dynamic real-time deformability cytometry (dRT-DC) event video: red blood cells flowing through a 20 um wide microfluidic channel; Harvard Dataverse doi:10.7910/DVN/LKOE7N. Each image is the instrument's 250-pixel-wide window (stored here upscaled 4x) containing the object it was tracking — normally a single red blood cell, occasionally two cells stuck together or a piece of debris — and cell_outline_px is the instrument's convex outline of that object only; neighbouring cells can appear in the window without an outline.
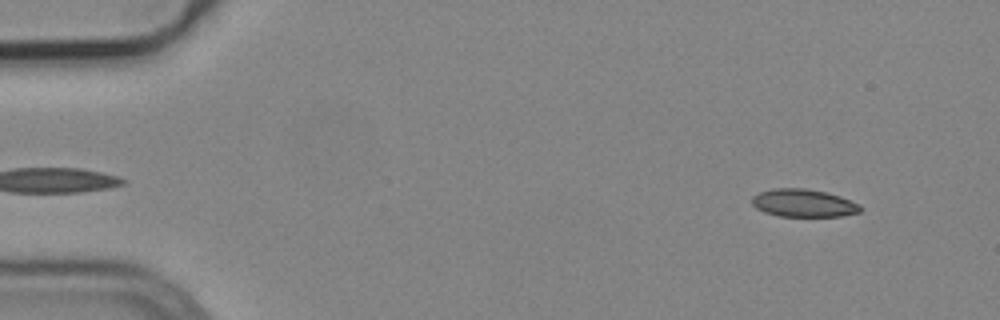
{"species": "common noctule bat (a hibernating species)", "species_latin": "Nyctalus noctula", "temperature_condition": "cold", "stored_images_in_passage": 53, "camera_frame_rate_fps": 3000, "um_per_image_px": 0.085, "animal": {"sex": "male", "body_mass_g": 19.2, "forearm_length_mm": 51.8}, "frame": {"image": 1, "passage_image": 4, "time_ms": 1.0, "image_size_px": [1000, 320], "cell_outline_px": [[864, 208], [860, 212], [844, 216], [780, 216], [764, 212], [756, 208], [752, 204], [752, 196], [760, 192], [772, 188], [804, 188], [824, 192], [840, 196], [860, 204]], "centroid_in_image_um": [68.31, 17.26], "position_along_channel_um": 16.7, "area_um2": 17.63}}
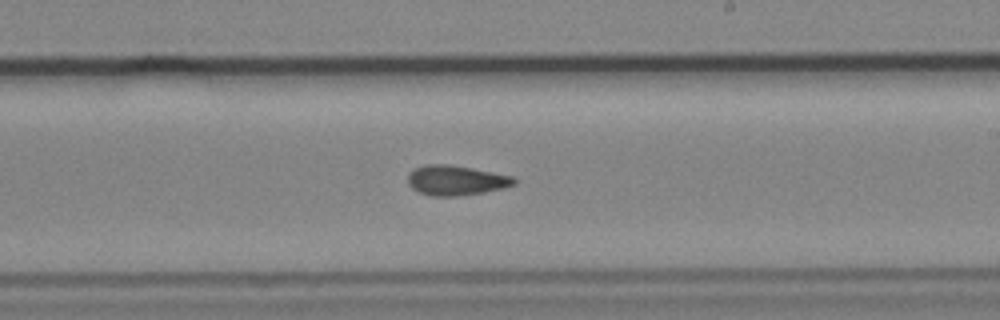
{"frame": {"image": 2, "passage_image": 31, "time_ms": 10.0, "image_size_px": [1000, 320], "cell_outline_px": [[516, 184], [504, 188], [484, 192], [456, 196], [432, 196], [420, 192], [412, 188], [408, 184], [408, 172], [424, 164], [448, 164], [472, 168], [512, 176], [516, 180]], "centroid_in_image_um": [38.74, 15.32], "position_along_channel_um": 250.3, "area_um2": 18.5}}
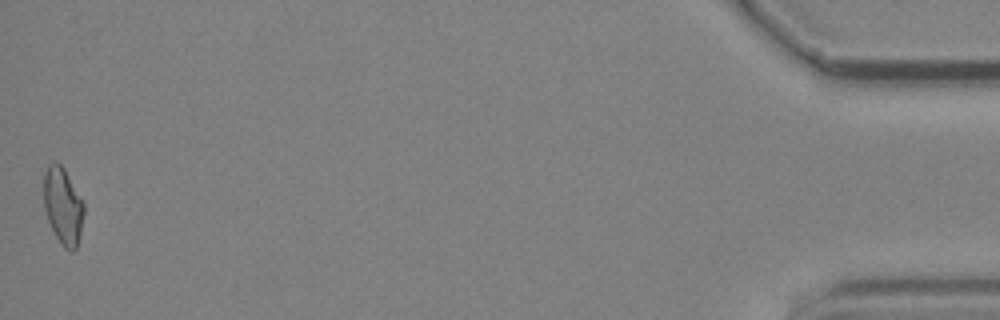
{"frame": {"image": 3, "passage_image": 53, "time_ms": 17.333, "image_size_px": [1000, 320], "cell_outline_px": [[84, 212], [80, 232], [76, 248], [72, 252], [64, 248], [60, 244], [48, 220], [44, 208], [44, 172], [48, 164], [56, 160], [64, 168], [84, 204]], "centroid_in_image_um": [5.34, 17.49], "position_along_channel_um": 429.9, "area_um2": 17.86}, "authors_computed_cell_mechanics": {"area_um2": 18.0914, "velocity_mm_per_s": 3.7749, "shape_relaxation_time_tau1_ms": null, "shape_relaxation_time_tau2_ms": 6.5933, "deformation_change_tau1": null, "deformation_change_tau2": 0.1498}}